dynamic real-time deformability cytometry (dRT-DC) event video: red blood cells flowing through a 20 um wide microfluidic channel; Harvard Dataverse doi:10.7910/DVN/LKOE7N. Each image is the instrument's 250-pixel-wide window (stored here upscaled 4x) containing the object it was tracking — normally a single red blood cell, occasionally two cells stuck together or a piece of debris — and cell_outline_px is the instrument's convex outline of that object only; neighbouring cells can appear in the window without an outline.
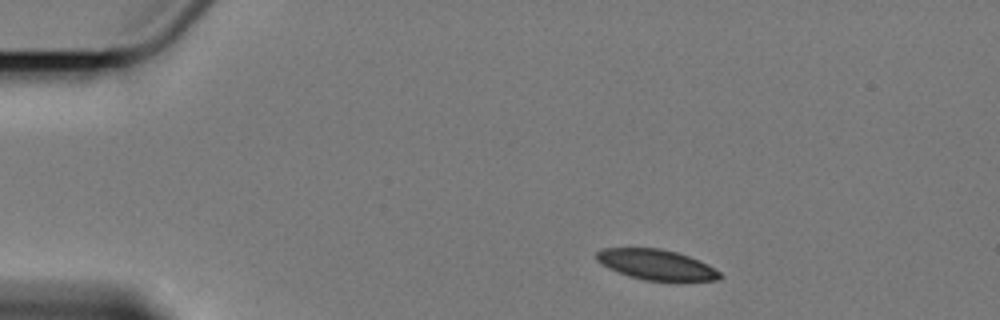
{"species": "Egyptian fruit bat (a non-hibernating species)", "species_latin": "Rousettus aegyptiacus", "temperature_condition": "cold", "stored_images_in_passage": 4, "camera_frame_rate_fps": 3000, "um_per_image_px": 0.085, "animal": {"sex": "female"}, "frame": {"image": 1, "passage_image": 1, "time_ms": 0.0, "image_size_px": [1000, 320], "cell_outline_px": [[724, 276], [720, 280], [676, 284], [644, 280], [628, 276], [608, 268], [600, 264], [596, 260], [596, 252], [600, 248], [660, 248], [676, 252], [700, 260], [708, 264], [720, 272]], "centroid_in_image_um": [55.86, 22.55], "position_along_channel_um": 29.1, "area_um2": 22.95}}
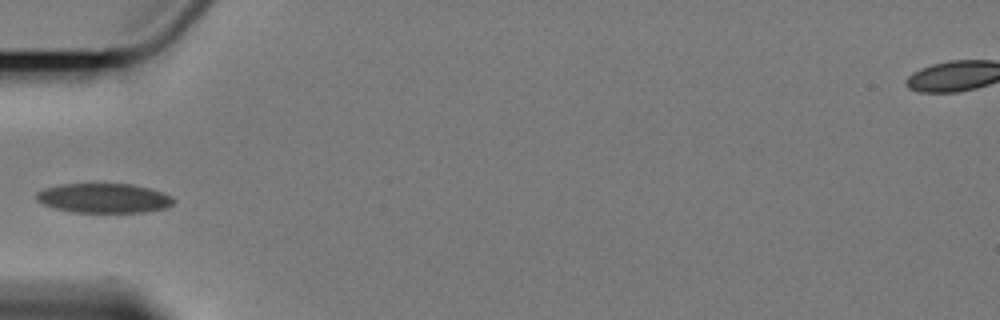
{"frame": {"image": 2, "passage_image": 4, "time_ms": 3.333, "image_size_px": [1000, 320], "cell_outline_px": [[176, 200], [168, 208], [144, 212], [72, 212], [56, 208], [44, 204], [36, 200], [36, 192], [44, 188], [60, 184], [132, 184], [164, 192], [172, 196]], "centroid_in_image_um": [8.86, 16.84], "position_along_channel_um": 76.1, "area_um2": 23.7}}